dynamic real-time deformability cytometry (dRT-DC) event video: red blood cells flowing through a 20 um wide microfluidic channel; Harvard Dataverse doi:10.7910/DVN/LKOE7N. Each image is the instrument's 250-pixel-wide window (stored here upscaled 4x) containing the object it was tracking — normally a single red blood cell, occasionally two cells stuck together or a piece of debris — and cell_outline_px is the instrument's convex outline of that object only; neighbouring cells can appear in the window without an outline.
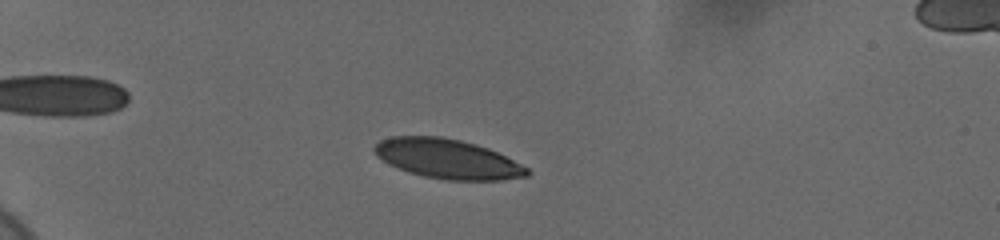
{"species": "human", "species_latin": "Homo sapiens", "temperature_condition": "cold", "stored_images_in_passage": 43, "camera_frame_rate_fps": 3000, "um_per_image_px": 0.085, "donor": {"sex": "female"}, "frame": {"image": 1, "passage_image": 2, "time_ms": 0.333, "image_size_px": [1000, 240], "cell_outline_px": [[532, 172], [528, 176], [500, 180], [444, 180], [424, 176], [408, 172], [388, 164], [376, 156], [372, 152], [372, 148], [380, 140], [392, 136], [440, 136], [460, 140], [476, 144], [488, 148], [528, 168]], "centroid_in_image_um": [38.0, 13.5], "position_along_channel_um": 47.0, "area_um2": 35.26}}
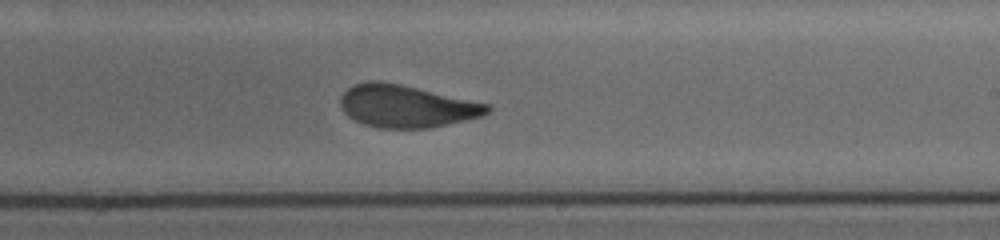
{"frame": {"image": 2, "passage_image": 23, "time_ms": 7.333, "image_size_px": [1000, 240], "cell_outline_px": [[492, 108], [488, 112], [480, 116], [464, 120], [428, 128], [376, 128], [364, 124], [348, 116], [340, 108], [340, 96], [348, 88], [356, 84], [372, 80], [380, 80], [400, 84], [488, 104]], "centroid_in_image_um": [34.48, 9.02], "position_along_channel_um": 254.5, "area_um2": 35.95}}
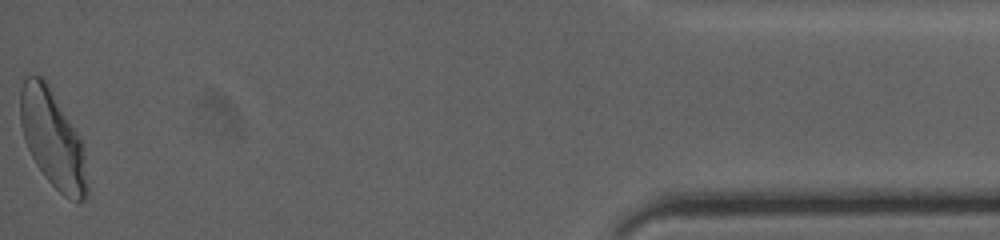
{"frame": {"image": 3, "passage_image": 43, "time_ms": 14.0, "image_size_px": [1000, 240], "cell_outline_px": [[88, 196], [84, 200], [76, 200], [64, 196], [44, 176], [36, 164], [24, 140], [20, 124], [20, 88], [24, 76], [40, 76], [48, 84], [84, 144], [88, 188]], "centroid_in_image_um": [4.48, 11.81], "position_along_channel_um": 430.7, "area_um2": 37.92}, "authors_computed_cell_mechanics": {"area_um2": 37.0498, "velocity_mm_per_s": 3.6803, "shape_relaxation_time_tau1_ms": 5.5983, "shape_relaxation_time_tau2_ms": 1.0268, "deformation_change_tau1": 0.1792, "deformation_change_tau2": 0.0594}}